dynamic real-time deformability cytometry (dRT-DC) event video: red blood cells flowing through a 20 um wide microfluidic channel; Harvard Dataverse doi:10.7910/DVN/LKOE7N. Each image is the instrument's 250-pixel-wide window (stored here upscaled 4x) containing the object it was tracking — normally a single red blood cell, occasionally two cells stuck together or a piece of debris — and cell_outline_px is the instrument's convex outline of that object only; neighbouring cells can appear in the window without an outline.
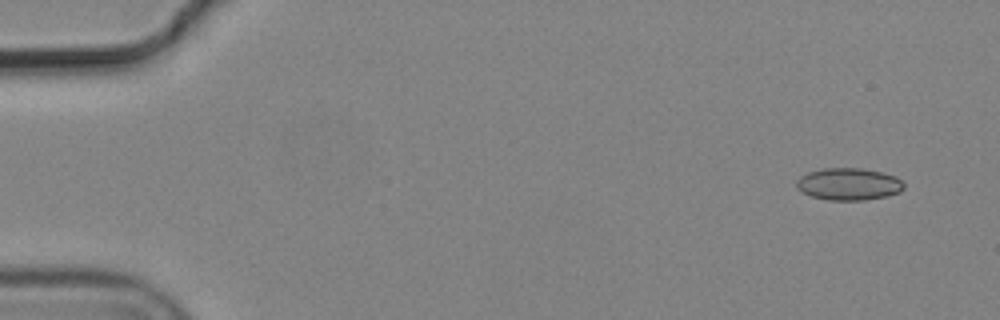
{"species": "common noctule bat (a hibernating species)", "species_latin": "Nyctalus noctula", "temperature_condition": "cold", "stored_images_in_passage": 7, "camera_frame_rate_fps": 3000, "um_per_image_px": 0.085, "animal": {"sex": "male", "body_mass_g": 19.2, "forearm_length_mm": 51.8}, "frame": {"image": 1, "passage_image": 2, "time_ms": 0.333, "image_size_px": [1000, 320], "cell_outline_px": [[904, 188], [900, 192], [888, 196], [864, 200], [828, 200], [812, 196], [796, 188], [796, 180], [800, 176], [808, 172], [824, 168], [864, 168], [896, 176], [904, 184]], "centroid_in_image_um": [72.14, 15.64], "position_along_channel_um": 12.9, "area_um2": 20.17}}
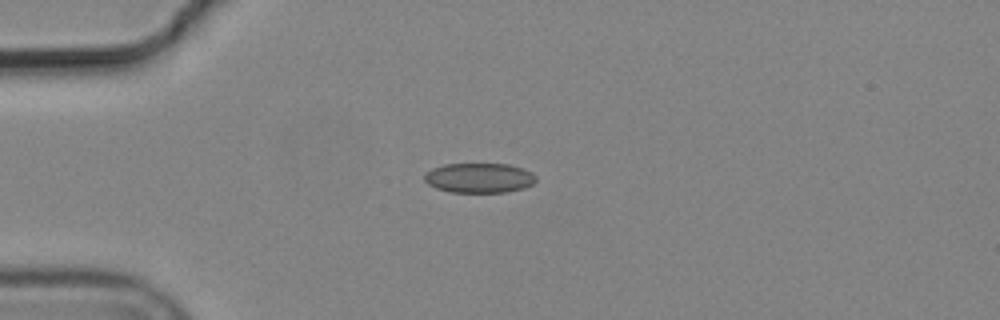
{"frame": {"image": 2, "passage_image": 5, "time_ms": 1.333, "image_size_px": [1000, 320], "cell_outline_px": [[536, 180], [532, 184], [524, 188], [508, 192], [448, 192], [436, 188], [428, 184], [424, 180], [424, 176], [432, 168], [444, 164], [508, 164], [524, 168], [532, 172], [536, 176]], "centroid_in_image_um": [40.75, 15.12], "position_along_channel_um": 44.2, "area_um2": 19.48}}
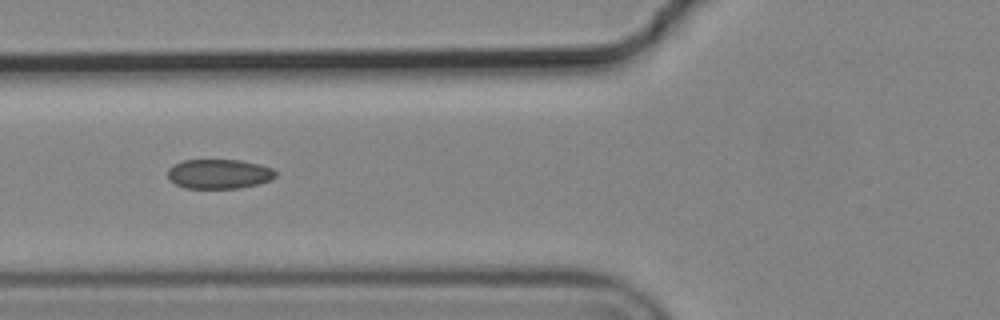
{"frame": {"image": 3, "passage_image": 7, "time_ms": 2.0, "image_size_px": [1000, 320], "cell_outline_px": [[276, 176], [272, 180], [260, 184], [240, 188], [184, 188], [168, 180], [168, 168], [184, 160], [240, 160], [260, 164], [272, 168], [276, 172]], "centroid_in_image_um": [18.64, 14.79], "position_along_channel_um": 107.2, "area_um2": 18.73}}